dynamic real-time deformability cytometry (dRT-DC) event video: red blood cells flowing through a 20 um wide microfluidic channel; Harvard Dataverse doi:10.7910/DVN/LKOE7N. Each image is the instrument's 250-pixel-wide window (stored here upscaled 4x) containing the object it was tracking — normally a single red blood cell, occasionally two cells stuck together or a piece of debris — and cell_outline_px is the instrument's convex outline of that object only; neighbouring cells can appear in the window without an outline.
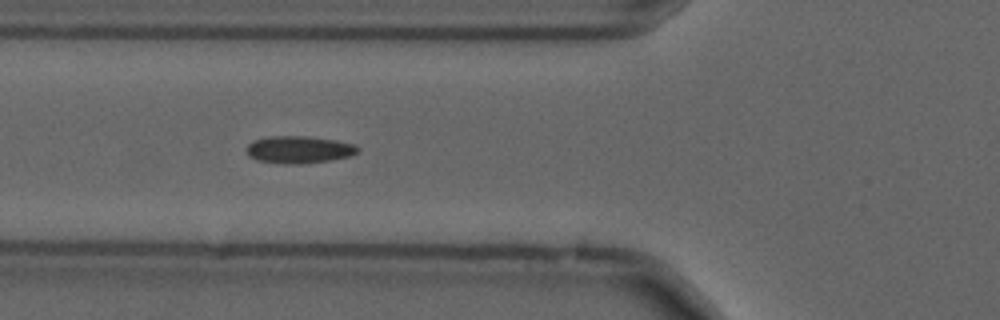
{"species": "common noctule bat (a hibernating species)", "species_latin": "Nyctalus noctula", "temperature_condition": "cold", "stored_images_in_passage": 42, "camera_frame_rate_fps": 3000, "um_per_image_px": 0.085, "animal": {"sex": "male", "forearm_length_mm": 52.5}, "frame": {"image": 1, "passage_image": 7, "time_ms": 2.0, "image_size_px": [1000, 320], "cell_outline_px": [[360, 148], [356, 152], [348, 156], [332, 160], [304, 164], [284, 164], [256, 160], [248, 156], [248, 144], [252, 140], [268, 136], [308, 136], [336, 140], [356, 144]], "centroid_in_image_um": [25.41, 12.71], "position_along_channel_um": 100.4, "area_um2": 17.86}}
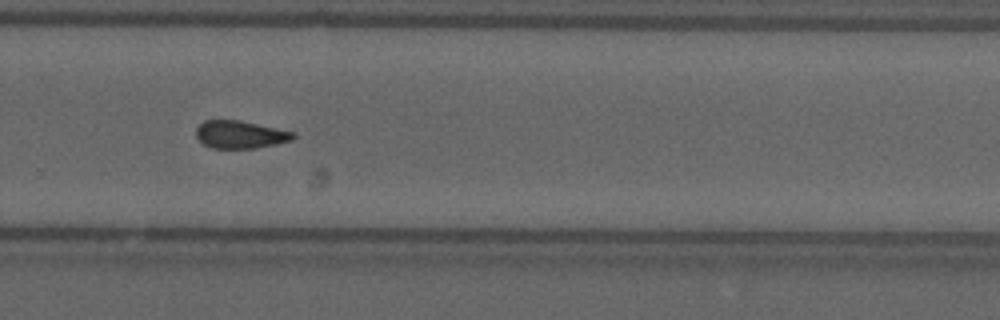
{"frame": {"image": 2, "passage_image": 24, "time_ms": 7.667, "image_size_px": [1000, 320], "cell_outline_px": [[296, 136], [292, 140], [276, 144], [252, 148], [212, 148], [204, 144], [196, 136], [196, 128], [204, 120], [240, 120], [296, 132]], "centroid_in_image_um": [20.44, 11.42], "position_along_channel_um": 309.4, "area_um2": 15.66}, "authors_computed_cell_mechanics": {"area_um2": 16.473, "velocity_mm_per_s": 3.6982, "shape_relaxation_time_tau1_ms": null, "shape_relaxation_time_tau2_ms": 3.536, "deformation_change_tau1": null, "deformation_change_tau2": 0.1099}}